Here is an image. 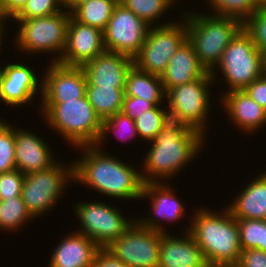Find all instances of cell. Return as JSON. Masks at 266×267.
<instances>
[{
	"mask_svg": "<svg viewBox=\"0 0 266 267\" xmlns=\"http://www.w3.org/2000/svg\"><path fill=\"white\" fill-rule=\"evenodd\" d=\"M158 267H209L200 247L189 232L184 237L161 232Z\"/></svg>",
	"mask_w": 266,
	"mask_h": 267,
	"instance_id": "obj_21",
	"label": "cell"
},
{
	"mask_svg": "<svg viewBox=\"0 0 266 267\" xmlns=\"http://www.w3.org/2000/svg\"><path fill=\"white\" fill-rule=\"evenodd\" d=\"M125 88L86 85V97L101 120L122 110Z\"/></svg>",
	"mask_w": 266,
	"mask_h": 267,
	"instance_id": "obj_26",
	"label": "cell"
},
{
	"mask_svg": "<svg viewBox=\"0 0 266 267\" xmlns=\"http://www.w3.org/2000/svg\"><path fill=\"white\" fill-rule=\"evenodd\" d=\"M170 119L167 107L155 106L135 119L138 138L152 142Z\"/></svg>",
	"mask_w": 266,
	"mask_h": 267,
	"instance_id": "obj_29",
	"label": "cell"
},
{
	"mask_svg": "<svg viewBox=\"0 0 266 267\" xmlns=\"http://www.w3.org/2000/svg\"><path fill=\"white\" fill-rule=\"evenodd\" d=\"M92 267H127L122 261L113 257L105 249H101L93 262Z\"/></svg>",
	"mask_w": 266,
	"mask_h": 267,
	"instance_id": "obj_41",
	"label": "cell"
},
{
	"mask_svg": "<svg viewBox=\"0 0 266 267\" xmlns=\"http://www.w3.org/2000/svg\"><path fill=\"white\" fill-rule=\"evenodd\" d=\"M27 0H5L4 20L14 18L25 6Z\"/></svg>",
	"mask_w": 266,
	"mask_h": 267,
	"instance_id": "obj_42",
	"label": "cell"
},
{
	"mask_svg": "<svg viewBox=\"0 0 266 267\" xmlns=\"http://www.w3.org/2000/svg\"><path fill=\"white\" fill-rule=\"evenodd\" d=\"M160 77L165 92L199 78H212L210 72L200 63L188 39L178 48Z\"/></svg>",
	"mask_w": 266,
	"mask_h": 267,
	"instance_id": "obj_20",
	"label": "cell"
},
{
	"mask_svg": "<svg viewBox=\"0 0 266 267\" xmlns=\"http://www.w3.org/2000/svg\"><path fill=\"white\" fill-rule=\"evenodd\" d=\"M119 0H88L78 5L72 16L80 23L105 29Z\"/></svg>",
	"mask_w": 266,
	"mask_h": 267,
	"instance_id": "obj_27",
	"label": "cell"
},
{
	"mask_svg": "<svg viewBox=\"0 0 266 267\" xmlns=\"http://www.w3.org/2000/svg\"><path fill=\"white\" fill-rule=\"evenodd\" d=\"M14 152L16 169L24 175L44 170L57 161L49 144L23 128H15Z\"/></svg>",
	"mask_w": 266,
	"mask_h": 267,
	"instance_id": "obj_19",
	"label": "cell"
},
{
	"mask_svg": "<svg viewBox=\"0 0 266 267\" xmlns=\"http://www.w3.org/2000/svg\"><path fill=\"white\" fill-rule=\"evenodd\" d=\"M124 92L125 96L138 97L155 106H162L166 101L164 100L166 92L161 77L141 71L134 65L128 71Z\"/></svg>",
	"mask_w": 266,
	"mask_h": 267,
	"instance_id": "obj_25",
	"label": "cell"
},
{
	"mask_svg": "<svg viewBox=\"0 0 266 267\" xmlns=\"http://www.w3.org/2000/svg\"><path fill=\"white\" fill-rule=\"evenodd\" d=\"M31 219L34 218L21 196L0 200V230L17 231Z\"/></svg>",
	"mask_w": 266,
	"mask_h": 267,
	"instance_id": "obj_28",
	"label": "cell"
},
{
	"mask_svg": "<svg viewBox=\"0 0 266 267\" xmlns=\"http://www.w3.org/2000/svg\"><path fill=\"white\" fill-rule=\"evenodd\" d=\"M61 163L57 160L44 170L25 175L21 197L34 219L50 211L59 202L68 181L74 182V163Z\"/></svg>",
	"mask_w": 266,
	"mask_h": 267,
	"instance_id": "obj_8",
	"label": "cell"
},
{
	"mask_svg": "<svg viewBox=\"0 0 266 267\" xmlns=\"http://www.w3.org/2000/svg\"><path fill=\"white\" fill-rule=\"evenodd\" d=\"M171 7L174 5V3L176 4V0H165Z\"/></svg>",
	"mask_w": 266,
	"mask_h": 267,
	"instance_id": "obj_48",
	"label": "cell"
},
{
	"mask_svg": "<svg viewBox=\"0 0 266 267\" xmlns=\"http://www.w3.org/2000/svg\"><path fill=\"white\" fill-rule=\"evenodd\" d=\"M119 3L149 26L155 24L156 19H160L171 7L165 0H119Z\"/></svg>",
	"mask_w": 266,
	"mask_h": 267,
	"instance_id": "obj_32",
	"label": "cell"
},
{
	"mask_svg": "<svg viewBox=\"0 0 266 267\" xmlns=\"http://www.w3.org/2000/svg\"><path fill=\"white\" fill-rule=\"evenodd\" d=\"M160 247L161 232L145 228L135 221L104 249L127 267H158Z\"/></svg>",
	"mask_w": 266,
	"mask_h": 267,
	"instance_id": "obj_12",
	"label": "cell"
},
{
	"mask_svg": "<svg viewBox=\"0 0 266 267\" xmlns=\"http://www.w3.org/2000/svg\"><path fill=\"white\" fill-rule=\"evenodd\" d=\"M41 103H65L86 95L87 78L82 67L51 62L46 68Z\"/></svg>",
	"mask_w": 266,
	"mask_h": 267,
	"instance_id": "obj_14",
	"label": "cell"
},
{
	"mask_svg": "<svg viewBox=\"0 0 266 267\" xmlns=\"http://www.w3.org/2000/svg\"><path fill=\"white\" fill-rule=\"evenodd\" d=\"M4 4L5 0H0V18L4 19Z\"/></svg>",
	"mask_w": 266,
	"mask_h": 267,
	"instance_id": "obj_46",
	"label": "cell"
},
{
	"mask_svg": "<svg viewBox=\"0 0 266 267\" xmlns=\"http://www.w3.org/2000/svg\"><path fill=\"white\" fill-rule=\"evenodd\" d=\"M150 27L118 2L103 30L105 48L133 58L146 41Z\"/></svg>",
	"mask_w": 266,
	"mask_h": 267,
	"instance_id": "obj_13",
	"label": "cell"
},
{
	"mask_svg": "<svg viewBox=\"0 0 266 267\" xmlns=\"http://www.w3.org/2000/svg\"><path fill=\"white\" fill-rule=\"evenodd\" d=\"M213 78H199L193 82L175 86L166 92L167 111L170 119L181 122L206 135V120L211 109L209 87ZM209 86V87H208Z\"/></svg>",
	"mask_w": 266,
	"mask_h": 267,
	"instance_id": "obj_9",
	"label": "cell"
},
{
	"mask_svg": "<svg viewBox=\"0 0 266 267\" xmlns=\"http://www.w3.org/2000/svg\"><path fill=\"white\" fill-rule=\"evenodd\" d=\"M5 22L6 20L0 18V51H1V43L3 40V36H4V31H6L4 27Z\"/></svg>",
	"mask_w": 266,
	"mask_h": 267,
	"instance_id": "obj_44",
	"label": "cell"
},
{
	"mask_svg": "<svg viewBox=\"0 0 266 267\" xmlns=\"http://www.w3.org/2000/svg\"><path fill=\"white\" fill-rule=\"evenodd\" d=\"M242 250L258 249L266 252V220L236 219Z\"/></svg>",
	"mask_w": 266,
	"mask_h": 267,
	"instance_id": "obj_30",
	"label": "cell"
},
{
	"mask_svg": "<svg viewBox=\"0 0 266 267\" xmlns=\"http://www.w3.org/2000/svg\"><path fill=\"white\" fill-rule=\"evenodd\" d=\"M105 51L103 31L80 23L71 15L67 27L65 49L57 63L82 67Z\"/></svg>",
	"mask_w": 266,
	"mask_h": 267,
	"instance_id": "obj_15",
	"label": "cell"
},
{
	"mask_svg": "<svg viewBox=\"0 0 266 267\" xmlns=\"http://www.w3.org/2000/svg\"><path fill=\"white\" fill-rule=\"evenodd\" d=\"M202 208L195 210L186 232L200 247L209 267L235 266L242 253L236 218L227 207L222 213Z\"/></svg>",
	"mask_w": 266,
	"mask_h": 267,
	"instance_id": "obj_3",
	"label": "cell"
},
{
	"mask_svg": "<svg viewBox=\"0 0 266 267\" xmlns=\"http://www.w3.org/2000/svg\"><path fill=\"white\" fill-rule=\"evenodd\" d=\"M41 107L40 112L47 124L75 148L96 145L98 142L102 120L86 95L65 103H42Z\"/></svg>",
	"mask_w": 266,
	"mask_h": 267,
	"instance_id": "obj_5",
	"label": "cell"
},
{
	"mask_svg": "<svg viewBox=\"0 0 266 267\" xmlns=\"http://www.w3.org/2000/svg\"><path fill=\"white\" fill-rule=\"evenodd\" d=\"M62 10L61 0H27L24 8L13 19L46 17Z\"/></svg>",
	"mask_w": 266,
	"mask_h": 267,
	"instance_id": "obj_36",
	"label": "cell"
},
{
	"mask_svg": "<svg viewBox=\"0 0 266 267\" xmlns=\"http://www.w3.org/2000/svg\"><path fill=\"white\" fill-rule=\"evenodd\" d=\"M132 66V57L106 50L86 62L82 68L86 74L87 85L125 88L126 77Z\"/></svg>",
	"mask_w": 266,
	"mask_h": 267,
	"instance_id": "obj_18",
	"label": "cell"
},
{
	"mask_svg": "<svg viewBox=\"0 0 266 267\" xmlns=\"http://www.w3.org/2000/svg\"><path fill=\"white\" fill-rule=\"evenodd\" d=\"M56 247L49 267H92L97 253L102 249L91 238L78 232L66 235Z\"/></svg>",
	"mask_w": 266,
	"mask_h": 267,
	"instance_id": "obj_22",
	"label": "cell"
},
{
	"mask_svg": "<svg viewBox=\"0 0 266 267\" xmlns=\"http://www.w3.org/2000/svg\"><path fill=\"white\" fill-rule=\"evenodd\" d=\"M201 132L169 119L156 135L144 157L141 177L144 183H160L170 179L197 157L205 138ZM190 160V161H189ZM159 180V181H158ZM161 180V181H160Z\"/></svg>",
	"mask_w": 266,
	"mask_h": 267,
	"instance_id": "obj_2",
	"label": "cell"
},
{
	"mask_svg": "<svg viewBox=\"0 0 266 267\" xmlns=\"http://www.w3.org/2000/svg\"><path fill=\"white\" fill-rule=\"evenodd\" d=\"M224 75L228 91H242L264 74L263 54L256 47L250 35L242 28L224 50L221 60L215 66Z\"/></svg>",
	"mask_w": 266,
	"mask_h": 267,
	"instance_id": "obj_7",
	"label": "cell"
},
{
	"mask_svg": "<svg viewBox=\"0 0 266 267\" xmlns=\"http://www.w3.org/2000/svg\"><path fill=\"white\" fill-rule=\"evenodd\" d=\"M109 132H113L114 135L117 136V137L120 136V134L121 135L124 134L126 139L122 138V136H120L121 140L125 139L127 141L131 137L132 138H136L138 136L137 130H136V125H135V120H133L130 117H128L122 111L117 112L116 114L111 115L108 118L102 120V130H101V134H100L99 140L96 143L97 146L102 145V142L107 137V134ZM120 137H119V139H120Z\"/></svg>",
	"mask_w": 266,
	"mask_h": 267,
	"instance_id": "obj_33",
	"label": "cell"
},
{
	"mask_svg": "<svg viewBox=\"0 0 266 267\" xmlns=\"http://www.w3.org/2000/svg\"><path fill=\"white\" fill-rule=\"evenodd\" d=\"M74 209L81 223V230L77 232L91 238L102 249L118 239L136 221H130L121 215L123 213L120 212V208L96 200L88 203L79 202L75 204Z\"/></svg>",
	"mask_w": 266,
	"mask_h": 267,
	"instance_id": "obj_11",
	"label": "cell"
},
{
	"mask_svg": "<svg viewBox=\"0 0 266 267\" xmlns=\"http://www.w3.org/2000/svg\"><path fill=\"white\" fill-rule=\"evenodd\" d=\"M14 151L15 128L0 119V173L16 169Z\"/></svg>",
	"mask_w": 266,
	"mask_h": 267,
	"instance_id": "obj_34",
	"label": "cell"
},
{
	"mask_svg": "<svg viewBox=\"0 0 266 267\" xmlns=\"http://www.w3.org/2000/svg\"><path fill=\"white\" fill-rule=\"evenodd\" d=\"M229 211L236 219L266 220V171L261 173L228 204Z\"/></svg>",
	"mask_w": 266,
	"mask_h": 267,
	"instance_id": "obj_24",
	"label": "cell"
},
{
	"mask_svg": "<svg viewBox=\"0 0 266 267\" xmlns=\"http://www.w3.org/2000/svg\"><path fill=\"white\" fill-rule=\"evenodd\" d=\"M39 79L32 68L21 62L0 67V101L14 107L32 103L39 89L42 95L43 80Z\"/></svg>",
	"mask_w": 266,
	"mask_h": 267,
	"instance_id": "obj_16",
	"label": "cell"
},
{
	"mask_svg": "<svg viewBox=\"0 0 266 267\" xmlns=\"http://www.w3.org/2000/svg\"><path fill=\"white\" fill-rule=\"evenodd\" d=\"M234 267H266V252L258 249L242 250L239 262Z\"/></svg>",
	"mask_w": 266,
	"mask_h": 267,
	"instance_id": "obj_39",
	"label": "cell"
},
{
	"mask_svg": "<svg viewBox=\"0 0 266 267\" xmlns=\"http://www.w3.org/2000/svg\"><path fill=\"white\" fill-rule=\"evenodd\" d=\"M213 15L239 20L242 24L257 11L252 0H207Z\"/></svg>",
	"mask_w": 266,
	"mask_h": 267,
	"instance_id": "obj_31",
	"label": "cell"
},
{
	"mask_svg": "<svg viewBox=\"0 0 266 267\" xmlns=\"http://www.w3.org/2000/svg\"><path fill=\"white\" fill-rule=\"evenodd\" d=\"M100 147H77L84 153L79 160L73 162L74 181L111 198L139 200L144 187L141 172L118 157L103 152Z\"/></svg>",
	"mask_w": 266,
	"mask_h": 267,
	"instance_id": "obj_1",
	"label": "cell"
},
{
	"mask_svg": "<svg viewBox=\"0 0 266 267\" xmlns=\"http://www.w3.org/2000/svg\"><path fill=\"white\" fill-rule=\"evenodd\" d=\"M229 118L244 133L257 132L266 124V110L251 99L244 90L224 92L220 98Z\"/></svg>",
	"mask_w": 266,
	"mask_h": 267,
	"instance_id": "obj_23",
	"label": "cell"
},
{
	"mask_svg": "<svg viewBox=\"0 0 266 267\" xmlns=\"http://www.w3.org/2000/svg\"><path fill=\"white\" fill-rule=\"evenodd\" d=\"M263 54V69L264 74H266V51L262 53Z\"/></svg>",
	"mask_w": 266,
	"mask_h": 267,
	"instance_id": "obj_47",
	"label": "cell"
},
{
	"mask_svg": "<svg viewBox=\"0 0 266 267\" xmlns=\"http://www.w3.org/2000/svg\"><path fill=\"white\" fill-rule=\"evenodd\" d=\"M156 24L149 28L146 41L133 57L141 71L160 76L178 48L187 40L186 20Z\"/></svg>",
	"mask_w": 266,
	"mask_h": 267,
	"instance_id": "obj_10",
	"label": "cell"
},
{
	"mask_svg": "<svg viewBox=\"0 0 266 267\" xmlns=\"http://www.w3.org/2000/svg\"><path fill=\"white\" fill-rule=\"evenodd\" d=\"M88 1V0H61L62 7L65 10L66 8L69 9L70 13L81 3Z\"/></svg>",
	"mask_w": 266,
	"mask_h": 267,
	"instance_id": "obj_43",
	"label": "cell"
},
{
	"mask_svg": "<svg viewBox=\"0 0 266 267\" xmlns=\"http://www.w3.org/2000/svg\"><path fill=\"white\" fill-rule=\"evenodd\" d=\"M244 92L266 110V74L254 80Z\"/></svg>",
	"mask_w": 266,
	"mask_h": 267,
	"instance_id": "obj_40",
	"label": "cell"
},
{
	"mask_svg": "<svg viewBox=\"0 0 266 267\" xmlns=\"http://www.w3.org/2000/svg\"><path fill=\"white\" fill-rule=\"evenodd\" d=\"M187 39L192 44L200 63L210 72L213 81L217 77L215 66L224 50L243 28L236 19L203 13H185Z\"/></svg>",
	"mask_w": 266,
	"mask_h": 267,
	"instance_id": "obj_4",
	"label": "cell"
},
{
	"mask_svg": "<svg viewBox=\"0 0 266 267\" xmlns=\"http://www.w3.org/2000/svg\"><path fill=\"white\" fill-rule=\"evenodd\" d=\"M67 10L46 17L14 19L20 28L17 30V49L29 54L52 52L56 56L52 62H58L66 45L67 27L71 18ZM19 22V23H18ZM57 52V53H56Z\"/></svg>",
	"mask_w": 266,
	"mask_h": 267,
	"instance_id": "obj_6",
	"label": "cell"
},
{
	"mask_svg": "<svg viewBox=\"0 0 266 267\" xmlns=\"http://www.w3.org/2000/svg\"><path fill=\"white\" fill-rule=\"evenodd\" d=\"M243 29L261 53L266 51V8H258L244 23Z\"/></svg>",
	"mask_w": 266,
	"mask_h": 267,
	"instance_id": "obj_35",
	"label": "cell"
},
{
	"mask_svg": "<svg viewBox=\"0 0 266 267\" xmlns=\"http://www.w3.org/2000/svg\"><path fill=\"white\" fill-rule=\"evenodd\" d=\"M257 8H266V0H252Z\"/></svg>",
	"mask_w": 266,
	"mask_h": 267,
	"instance_id": "obj_45",
	"label": "cell"
},
{
	"mask_svg": "<svg viewBox=\"0 0 266 267\" xmlns=\"http://www.w3.org/2000/svg\"><path fill=\"white\" fill-rule=\"evenodd\" d=\"M24 178L18 169L0 173V200L21 196Z\"/></svg>",
	"mask_w": 266,
	"mask_h": 267,
	"instance_id": "obj_37",
	"label": "cell"
},
{
	"mask_svg": "<svg viewBox=\"0 0 266 267\" xmlns=\"http://www.w3.org/2000/svg\"><path fill=\"white\" fill-rule=\"evenodd\" d=\"M155 105L138 97L125 96L123 99L122 112L135 120L140 114L153 109Z\"/></svg>",
	"mask_w": 266,
	"mask_h": 267,
	"instance_id": "obj_38",
	"label": "cell"
},
{
	"mask_svg": "<svg viewBox=\"0 0 266 267\" xmlns=\"http://www.w3.org/2000/svg\"><path fill=\"white\" fill-rule=\"evenodd\" d=\"M166 183L163 181L160 183H144L140 200L146 197L151 199V207L149 209L152 213L151 215L148 214L149 216L144 219L138 218L136 220L141 226L162 233L166 232V228L162 226L163 223H160V219L177 223L176 220H181L185 215L184 205L175 196L174 190L168 187Z\"/></svg>",
	"mask_w": 266,
	"mask_h": 267,
	"instance_id": "obj_17",
	"label": "cell"
}]
</instances>
